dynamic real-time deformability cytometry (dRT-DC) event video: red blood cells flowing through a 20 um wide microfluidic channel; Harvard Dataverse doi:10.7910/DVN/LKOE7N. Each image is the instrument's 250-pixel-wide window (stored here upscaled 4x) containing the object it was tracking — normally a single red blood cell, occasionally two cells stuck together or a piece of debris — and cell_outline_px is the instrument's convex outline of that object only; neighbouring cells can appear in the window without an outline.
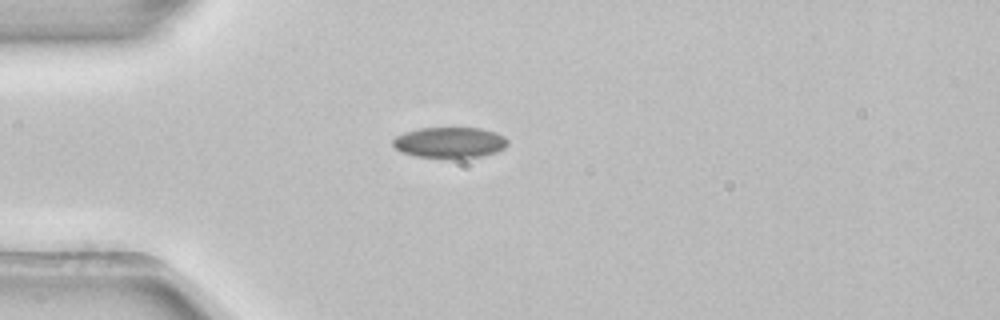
{"species": "common noctule bat (a hibernating species)", "species_latin": "Nyctalus noctula", "temperature_condition": "room temperature", "stored_images_in_passage": 1, "camera_frame_rate_fps": 3000, "um_per_image_px": 0.085, "animal": {"sex": "female", "body_mass_g": 22.7, "forearm_length_mm": 54.2}, "frame": {"image": 1, "passage_image": 1, "time_ms": 0.0, "image_size_px": [1000, 320], "cell_outline_px": [[508, 144], [504, 148], [496, 152], [480, 156], [416, 156], [400, 152], [392, 144], [392, 140], [396, 136], [404, 132], [420, 128], [484, 128], [496, 132], [504, 136], [508, 140]], "centroid_in_image_um": [38.23, 12.07], "position_along_channel_um": 46.8, "area_um2": 20.23}}